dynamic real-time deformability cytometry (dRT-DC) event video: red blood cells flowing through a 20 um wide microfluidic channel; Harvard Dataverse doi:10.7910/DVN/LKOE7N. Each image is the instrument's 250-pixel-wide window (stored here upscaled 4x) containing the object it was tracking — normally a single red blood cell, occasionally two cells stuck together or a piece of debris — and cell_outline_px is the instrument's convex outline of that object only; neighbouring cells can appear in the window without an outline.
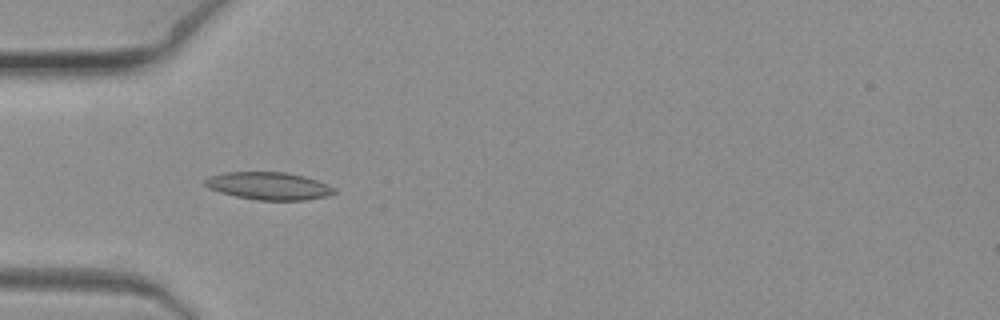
{"species": "common noctule bat (a hibernating species)", "species_latin": "Nyctalus noctula", "temperature_condition": "warm", "stored_images_in_passage": 7, "camera_frame_rate_fps": 3000, "um_per_image_px": 0.085, "animal": {"sex": "female", "body_mass_g": 19.3, "forearm_length_mm": 54.1}, "frame": {"image": 1, "passage_image": 6, "time_ms": 1.667, "image_size_px": [1000, 320], "cell_outline_px": [[336, 192], [328, 196], [304, 200], [256, 200], [236, 196], [220, 192], [208, 188], [204, 184], [204, 180], [208, 176], [224, 172], [284, 172], [304, 176], [328, 184], [336, 188]], "centroid_in_image_um": [22.84, 15.8], "position_along_channel_um": 62.2, "area_um2": 20.87}}